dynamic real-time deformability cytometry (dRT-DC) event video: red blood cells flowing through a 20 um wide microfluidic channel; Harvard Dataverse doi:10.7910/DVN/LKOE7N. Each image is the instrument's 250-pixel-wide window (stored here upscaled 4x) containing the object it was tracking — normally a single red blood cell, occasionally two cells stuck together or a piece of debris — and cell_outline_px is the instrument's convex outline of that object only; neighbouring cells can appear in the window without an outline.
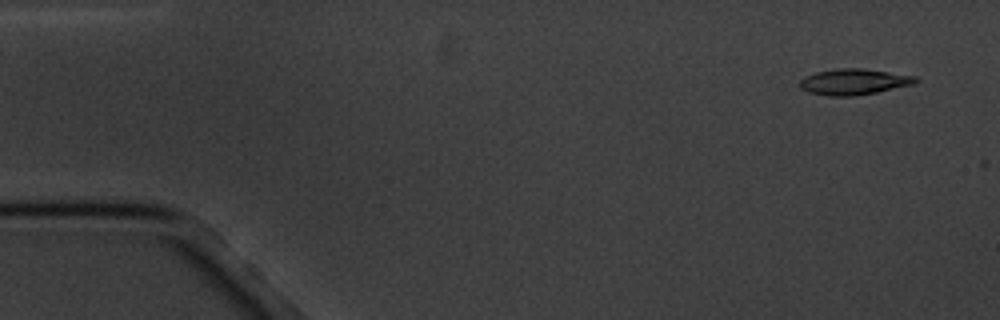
{"species": "common noctule bat (a hibernating species)", "species_latin": "Nyctalus noctula", "temperature_condition": "cold", "stored_images_in_passage": 4, "camera_frame_rate_fps": 3000, "um_per_image_px": 0.085, "animal": {"sex": "male", "body_mass_g": 20.1, "forearm_length_mm": 53.5}, "frame": {"image": 1, "passage_image": 1, "time_ms": 0.0, "image_size_px": [1000, 320], "cell_outline_px": [[920, 80], [916, 84], [876, 92], [852, 96], [828, 96], [808, 92], [800, 88], [800, 80], [804, 76], [816, 72], [840, 68], [860, 68], [916, 76]], "centroid_in_image_um": [72.58, 6.95], "position_along_channel_um": 12.4, "area_um2": 17.51}}